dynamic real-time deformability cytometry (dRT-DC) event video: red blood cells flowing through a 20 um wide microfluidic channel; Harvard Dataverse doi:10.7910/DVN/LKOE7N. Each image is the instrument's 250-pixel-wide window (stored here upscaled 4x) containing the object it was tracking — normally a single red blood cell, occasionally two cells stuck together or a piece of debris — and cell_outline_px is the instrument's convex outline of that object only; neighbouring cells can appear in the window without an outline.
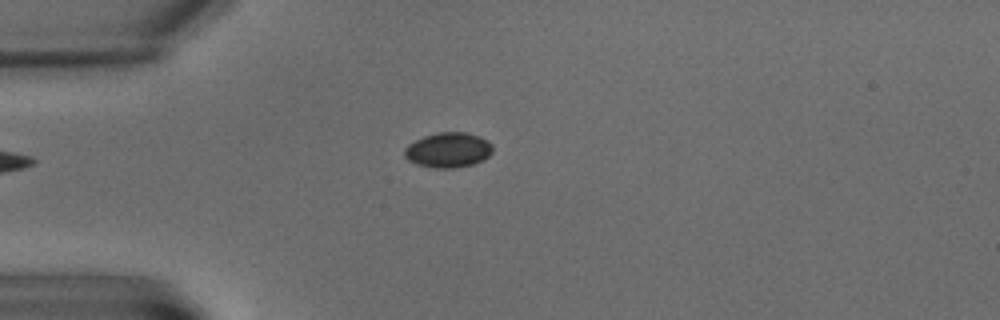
{"species": "common noctule bat (a hibernating species)", "species_latin": "Nyctalus noctula", "temperature_condition": "warm", "stored_images_in_passage": 2, "camera_frame_rate_fps": 3000, "um_per_image_px": 0.085, "animal": {"sex": "male", "body_mass_g": 15.6}, "frame": {"image": 1, "passage_image": 2, "time_ms": 2.0, "image_size_px": [1000, 320], "cell_outline_px": [[492, 152], [484, 160], [472, 164], [456, 168], [436, 168], [416, 164], [408, 160], [404, 156], [404, 148], [408, 144], [424, 136], [436, 132], [468, 132], [480, 136], [488, 140], [492, 144]], "centroid_in_image_um": [38.11, 12.74], "position_along_channel_um": 46.9, "area_um2": 18.21}}